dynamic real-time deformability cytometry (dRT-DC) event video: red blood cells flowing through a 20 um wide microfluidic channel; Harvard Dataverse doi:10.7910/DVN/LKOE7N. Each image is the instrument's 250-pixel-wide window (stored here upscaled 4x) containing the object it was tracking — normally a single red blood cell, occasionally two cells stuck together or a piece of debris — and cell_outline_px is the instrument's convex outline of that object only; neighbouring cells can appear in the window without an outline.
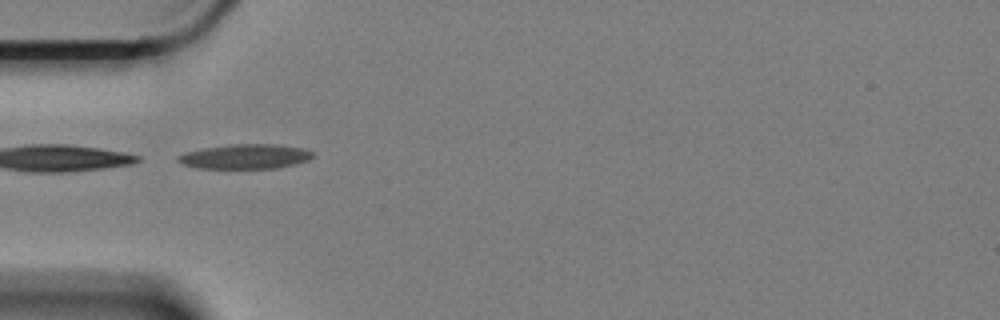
{"species": "Egyptian fruit bat (a non-hibernating species)", "species_latin": "Rousettus aegyptiacus", "temperature_condition": "cold", "stored_images_in_passage": 41, "camera_frame_rate_fps": 3000, "um_per_image_px": 0.085, "animal": {"sex": "female"}, "frame": {"image": 1, "passage_image": 1, "time_ms": 0.0, "image_size_px": [1000, 320], "cell_outline_px": [[312, 156], [308, 160], [276, 168], [196, 168], [180, 164], [176, 160], [176, 156], [188, 152], [204, 148], [232, 144], [276, 144], [300, 148], [312, 152]], "centroid_in_image_um": [20.77, 13.31], "position_along_channel_um": 64.2, "area_um2": 19.13}}
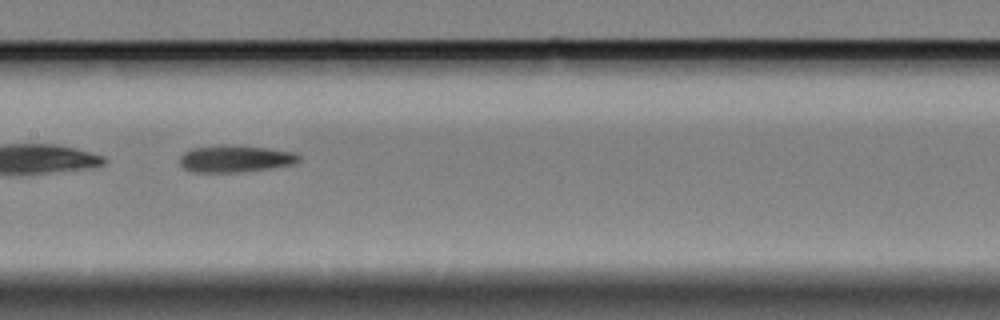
{"frame": {"image": 2, "passage_image": 12, "time_ms": 3.667, "image_size_px": [1000, 320], "cell_outline_px": [[300, 160], [292, 164], [268, 168], [240, 172], [196, 172], [184, 168], [180, 164], [180, 156], [184, 152], [192, 148], [224, 144], [268, 148], [296, 152], [300, 156]], "centroid_in_image_um": [19.99, 13.48], "position_along_channel_um": 187.4, "area_um2": 18.67}}